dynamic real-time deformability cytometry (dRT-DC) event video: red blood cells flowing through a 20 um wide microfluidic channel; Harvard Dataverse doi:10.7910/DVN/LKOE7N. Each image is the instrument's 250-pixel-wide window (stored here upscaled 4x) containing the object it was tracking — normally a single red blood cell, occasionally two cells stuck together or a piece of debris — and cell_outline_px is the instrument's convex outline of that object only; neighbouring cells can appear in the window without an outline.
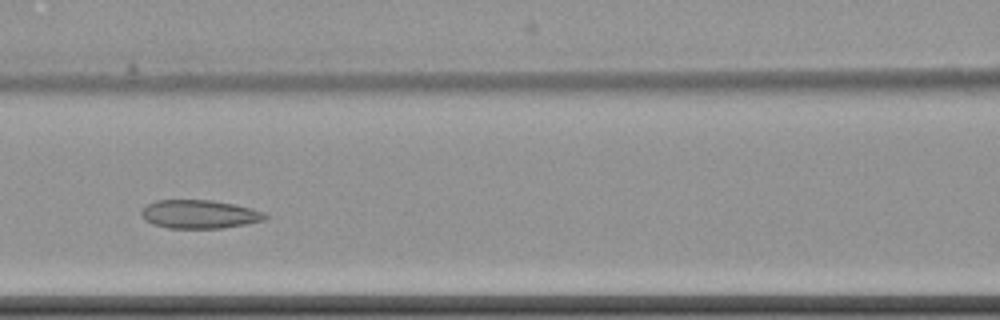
{"species": "common noctule bat (a hibernating species)", "species_latin": "Nyctalus noctula", "temperature_condition": "cold", "stored_images_in_passage": 11, "camera_frame_rate_fps": 3000, "um_per_image_px": 0.085, "animal": {"sex": "female", "body_mass_g": 22.7, "forearm_length_mm": 54.2}, "frame": {"image": 1, "passage_image": 4, "time_ms": 3.667, "image_size_px": [1000, 320], "cell_outline_px": [[268, 216], [264, 220], [244, 224], [220, 228], [168, 228], [152, 224], [144, 220], [140, 212], [148, 204], [156, 200], [212, 200], [236, 204], [252, 208], [264, 212]], "centroid_in_image_um": [16.94, 18.2], "position_along_channel_um": 149.7, "area_um2": 20.58}}
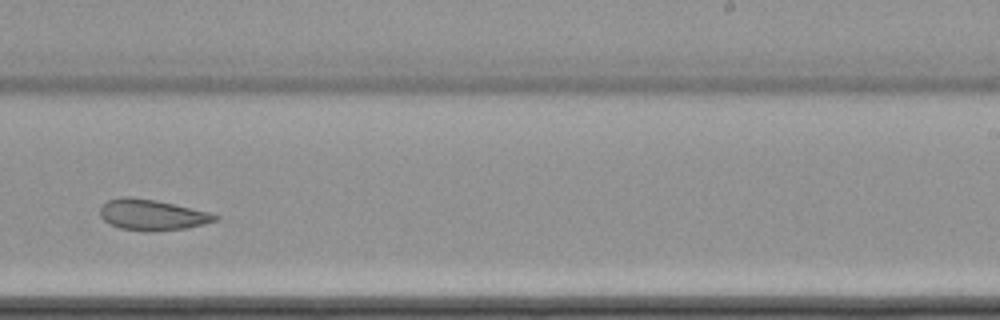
{"frame": {"image": 2, "passage_image": 7, "time_ms": 7.333, "image_size_px": [1000, 320], "cell_outline_px": [[220, 216], [216, 220], [204, 224], [188, 228], [152, 232], [144, 232], [120, 228], [104, 220], [100, 216], [100, 208], [108, 200], [120, 196], [128, 196], [156, 200], [208, 212]], "centroid_in_image_um": [12.91, 18.27], "position_along_channel_um": 276.1, "area_um2": 20.69}}
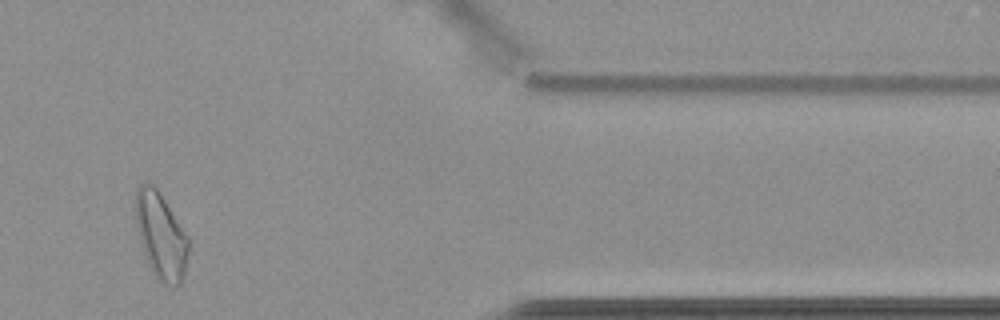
{"frame": {"image": 3, "passage_image": 10, "time_ms": 11.667, "image_size_px": [1000, 320], "cell_outline_px": [[188, 252], [184, 276], [180, 284], [176, 288], [164, 284], [156, 280], [148, 264], [140, 240], [136, 224], [136, 188], [144, 180], [148, 180], [156, 188], [188, 236]], "centroid_in_image_um": [13.67, 20.07], "position_along_channel_um": 397.7, "area_um2": 26.59}, "authors_computed_cell_mechanics": {"area_um2": 21.1548, "velocity_mm_per_s": 3.4603, "shape_relaxation_time_tau1_ms": null, "shape_relaxation_time_tau2_ms": 3.9674, "deformation_change_tau1": null, "deformation_change_tau2": 0.0778}}